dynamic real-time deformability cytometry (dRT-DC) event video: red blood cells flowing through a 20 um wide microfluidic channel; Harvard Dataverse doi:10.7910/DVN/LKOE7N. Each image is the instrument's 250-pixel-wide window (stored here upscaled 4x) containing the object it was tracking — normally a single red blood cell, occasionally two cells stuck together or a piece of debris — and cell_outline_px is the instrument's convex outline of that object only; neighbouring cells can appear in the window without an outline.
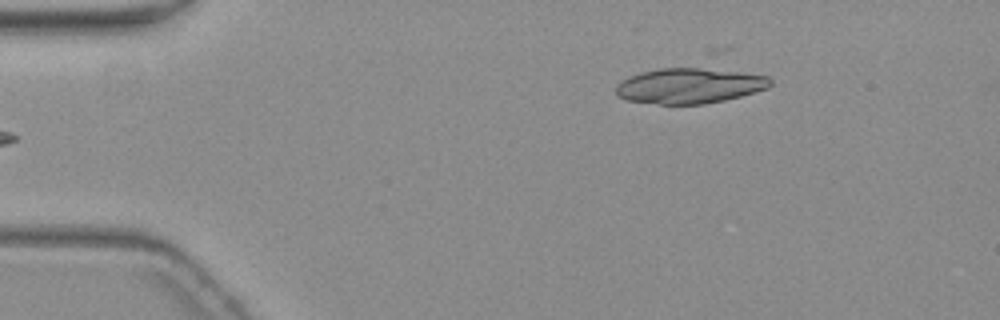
{"species": "common noctule bat (a hibernating species)", "species_latin": "Nyctalus noctula", "temperature_condition": "warm", "stored_images_in_passage": 6, "camera_frame_rate_fps": 3000, "um_per_image_px": 0.085, "animal": {"sex": "female", "body_mass_g": 19.3, "forearm_length_mm": 54.1}, "frame": {"image": 1, "passage_image": 6, "time_ms": 6.667, "image_size_px": [1000, 320], "cell_outline_px": [[772, 84], [768, 88], [740, 96], [724, 100], [704, 104], [660, 104], [628, 100], [616, 96], [616, 84], [628, 76], [640, 72], [660, 68], [716, 68], [744, 72], [768, 76], [772, 80]], "centroid_in_image_um": [58.61, 7.28], "position_along_channel_um": 26.4, "area_um2": 32.08}}